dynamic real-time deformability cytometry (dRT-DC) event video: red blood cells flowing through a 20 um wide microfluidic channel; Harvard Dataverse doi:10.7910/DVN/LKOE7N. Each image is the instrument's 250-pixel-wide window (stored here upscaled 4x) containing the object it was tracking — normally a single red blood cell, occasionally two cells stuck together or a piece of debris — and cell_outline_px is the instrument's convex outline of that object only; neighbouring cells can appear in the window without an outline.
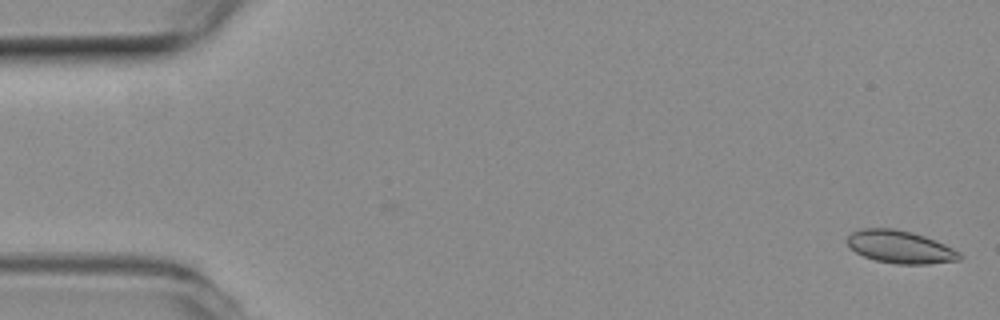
{"species": "common noctule bat (a hibernating species)", "species_latin": "Nyctalus noctula", "temperature_condition": "room temperature", "stored_images_in_passage": 8, "camera_frame_rate_fps": 3000, "um_per_image_px": 0.085, "animal": {"sex": "female", "body_mass_g": 19.3, "forearm_length_mm": 54.1}, "frame": {"image": 1, "passage_image": 1, "time_ms": 0.0, "image_size_px": [1000, 320], "cell_outline_px": [[960, 260], [928, 264], [896, 264], [876, 260], [864, 256], [848, 248], [848, 236], [852, 232], [860, 228], [896, 228], [912, 232], [924, 236], [944, 244], [960, 252]], "centroid_in_image_um": [76.49, 20.98], "position_along_channel_um": 8.5, "area_um2": 21.39}}